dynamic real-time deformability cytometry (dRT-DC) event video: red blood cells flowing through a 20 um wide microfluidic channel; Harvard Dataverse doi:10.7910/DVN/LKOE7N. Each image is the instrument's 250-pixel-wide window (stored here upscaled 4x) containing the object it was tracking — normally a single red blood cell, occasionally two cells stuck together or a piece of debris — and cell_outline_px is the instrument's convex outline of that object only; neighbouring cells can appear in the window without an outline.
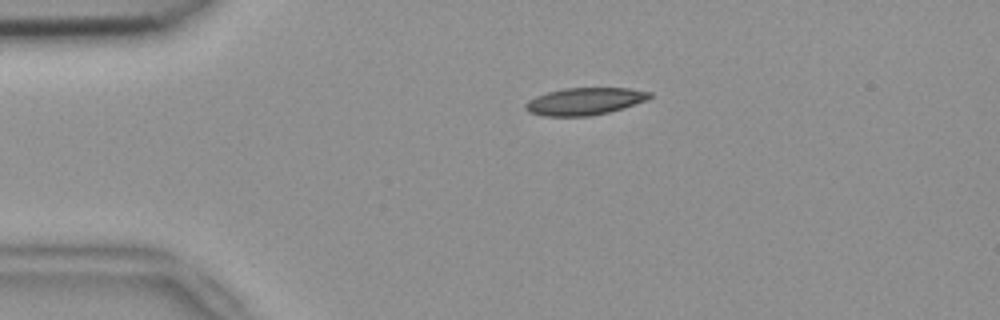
{"species": "common noctule bat (a hibernating species)", "species_latin": "Nyctalus noctula", "temperature_condition": "room temperature", "stored_images_in_passage": 45, "camera_frame_rate_fps": 3000, "um_per_image_px": 0.085, "animal": {"sex": "female", "body_mass_g": 18.4}, "frame": {"image": 1, "passage_image": 3, "time_ms": 0.667, "image_size_px": [1000, 320], "cell_outline_px": [[652, 96], [648, 100], [624, 108], [592, 116], [544, 116], [528, 112], [524, 108], [524, 104], [528, 100], [536, 96], [548, 92], [564, 88], [628, 88], [652, 92]], "centroid_in_image_um": [49.7, 8.61], "position_along_channel_um": 35.3, "area_um2": 19.88}}
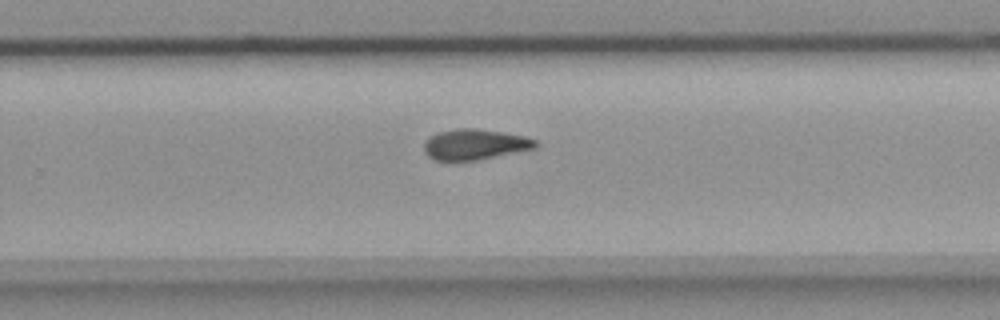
{"frame": {"image": 2, "passage_image": 26, "time_ms": 8.333, "image_size_px": [1000, 320], "cell_outline_px": [[540, 144], [536, 148], [476, 160], [436, 160], [428, 156], [424, 152], [424, 144], [428, 136], [436, 132], [460, 128], [476, 128], [524, 136], [536, 140]], "centroid_in_image_um": [40.34, 12.26], "position_along_channel_um": 289.5, "area_um2": 19.83}}
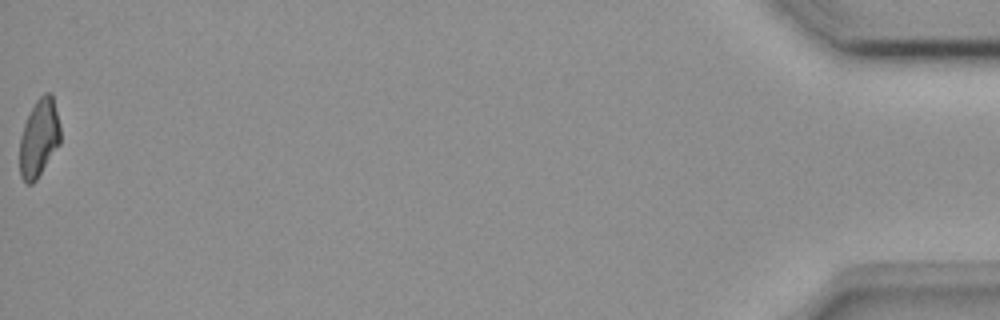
{"frame": {"image": 3, "passage_image": 45, "time_ms": 14.667, "image_size_px": [1000, 320], "cell_outline_px": [[60, 144], [36, 180], [32, 184], [24, 184], [20, 176], [20, 136], [24, 124], [36, 100], [44, 92], [52, 92], [60, 124]], "centroid_in_image_um": [3.32, 11.73], "position_along_channel_um": 431.9, "area_um2": 18.61}, "authors_computed_cell_mechanics": {"area_um2": 19.8254, "velocity_mm_per_s": 3.8231, "shape_relaxation_time_tau1_ms": null, "shape_relaxation_time_tau2_ms": 11.3732, "deformation_change_tau1": null, "deformation_change_tau2": 0.2301}}